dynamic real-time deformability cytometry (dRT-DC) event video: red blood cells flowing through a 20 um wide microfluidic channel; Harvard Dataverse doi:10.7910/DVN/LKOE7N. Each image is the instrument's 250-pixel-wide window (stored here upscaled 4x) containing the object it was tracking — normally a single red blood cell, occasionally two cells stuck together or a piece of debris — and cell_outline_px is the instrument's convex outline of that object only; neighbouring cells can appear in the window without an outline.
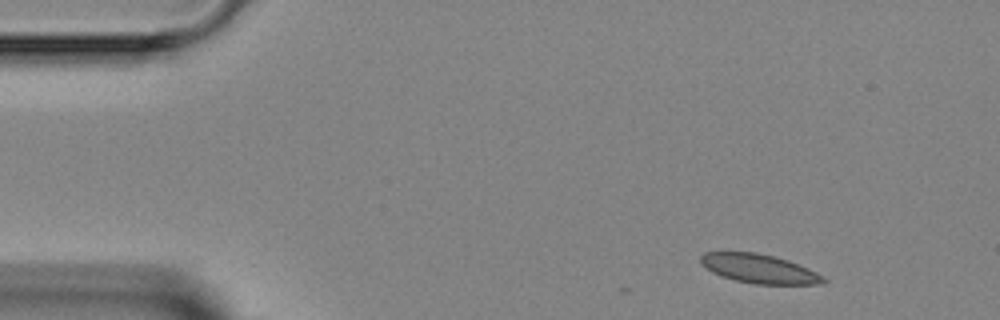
{"species": "Egyptian fruit bat (a non-hibernating species)", "species_latin": "Rousettus aegyptiacus", "temperature_condition": "room temperature", "stored_images_in_passage": 3, "camera_frame_rate_fps": 3000, "um_per_image_px": 0.085, "animal": {"sex": "female"}, "frame": {"image": 1, "passage_image": 3, "time_ms": 2.333, "image_size_px": [1000, 320], "cell_outline_px": [[828, 280], [824, 284], [752, 284], [720, 276], [712, 272], [700, 264], [700, 256], [704, 252], [756, 252], [788, 260], [808, 268], [824, 276]], "centroid_in_image_um": [64.53, 22.84], "position_along_channel_um": 20.5, "area_um2": 20.87}}